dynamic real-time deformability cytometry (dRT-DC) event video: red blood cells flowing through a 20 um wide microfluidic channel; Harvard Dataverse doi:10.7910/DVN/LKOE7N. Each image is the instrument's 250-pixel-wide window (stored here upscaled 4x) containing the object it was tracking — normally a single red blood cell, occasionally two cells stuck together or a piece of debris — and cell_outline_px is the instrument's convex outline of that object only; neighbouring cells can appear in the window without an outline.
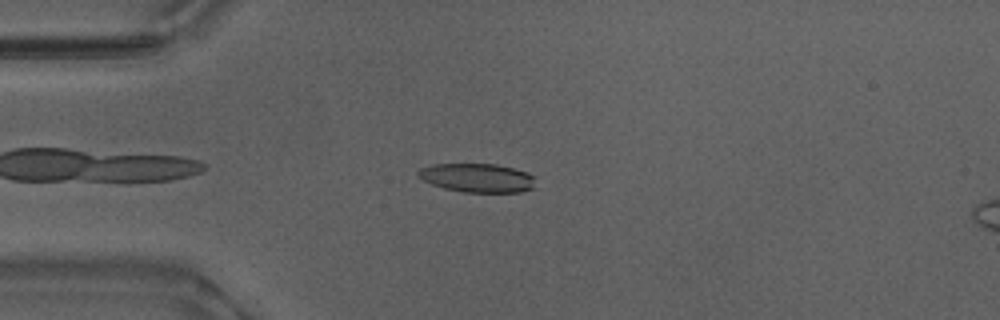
{"species": "Egyptian fruit bat (a non-hibernating species)", "species_latin": "Rousettus aegyptiacus", "temperature_condition": "warm", "stored_images_in_passage": 46, "camera_frame_rate_fps": 3000, "um_per_image_px": 0.085, "animal": {"sex": "male"}, "frame": {"image": 1, "passage_image": 6, "time_ms": 1.667, "image_size_px": [1000, 320], "cell_outline_px": [[536, 176], [532, 188], [520, 192], [464, 192], [444, 188], [432, 184], [416, 176], [416, 172], [420, 168], [432, 164], [496, 164], [528, 172]], "centroid_in_image_um": [40.56, 15.11], "position_along_channel_um": 44.4, "area_um2": 19.77}}
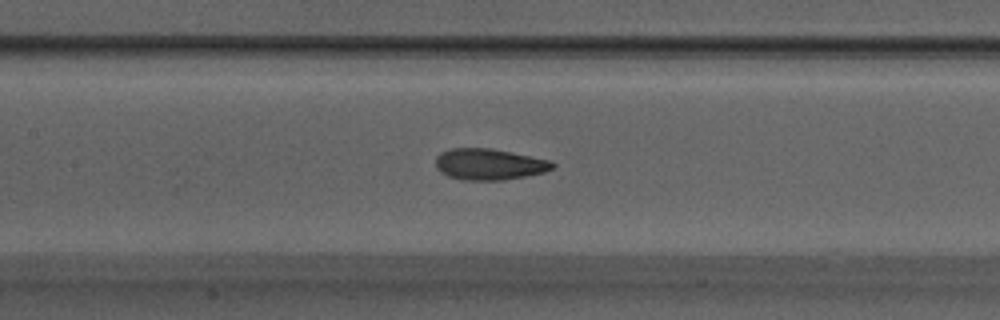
{"frame": {"image": 2, "passage_image": 17, "time_ms": 5.333, "image_size_px": [1000, 320], "cell_outline_px": [[556, 168], [544, 172], [504, 180], [460, 180], [448, 176], [440, 172], [436, 168], [436, 156], [440, 152], [452, 148], [488, 148], [552, 160], [556, 164]], "centroid_in_image_um": [41.58, 13.97], "position_along_channel_um": 165.8, "area_um2": 21.39}}
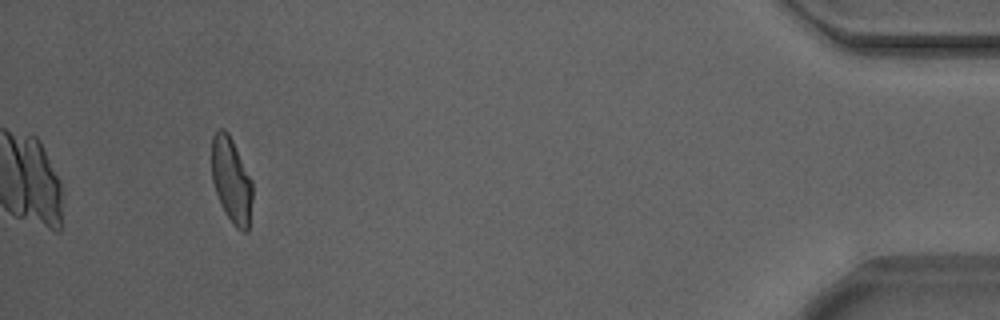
{"frame": {"image": 3, "passage_image": 42, "time_ms": 13.667, "image_size_px": [1000, 320], "cell_outline_px": [[252, 200], [248, 232], [240, 232], [232, 224], [216, 192], [212, 180], [212, 136], [220, 128], [224, 128], [228, 132], [252, 180]], "centroid_in_image_um": [19.68, 15.33], "position_along_channel_um": 415.5, "area_um2": 20.11}, "authors_computed_cell_mechanics": {"area_um2": 21.0681, "velocity_mm_per_s": 3.8509, "shape_relaxation_time_tau1_ms": 4.3997, "shape_relaxation_time_tau2_ms": 1.337, "deformation_change_tau1": 0.1682, "deformation_change_tau2": 0.0856}}